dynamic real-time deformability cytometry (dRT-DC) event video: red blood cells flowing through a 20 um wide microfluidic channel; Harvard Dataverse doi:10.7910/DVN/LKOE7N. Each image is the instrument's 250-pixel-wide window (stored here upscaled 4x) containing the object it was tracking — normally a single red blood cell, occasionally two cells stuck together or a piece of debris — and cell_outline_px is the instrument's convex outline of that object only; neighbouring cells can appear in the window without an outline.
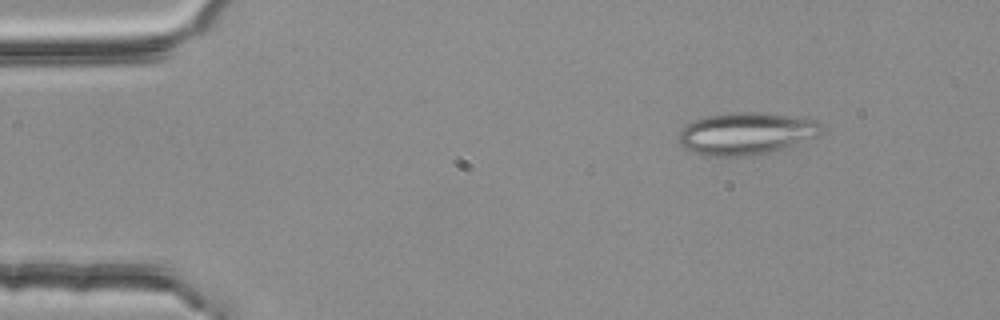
{"species": "common noctule bat (a hibernating species)", "species_latin": "Nyctalus noctula", "temperature_condition": "room temperature", "stored_images_in_passage": 5, "camera_frame_rate_fps": 3000, "um_per_image_px": 0.085, "animal": {"sex": "female", "body_mass_g": 25.1}, "frame": {"image": 1, "passage_image": 1, "time_ms": 0.0, "image_size_px": [1000, 320], "cell_outline_px": [[824, 132], [820, 136], [768, 152], [748, 156], [704, 156], [692, 152], [684, 148], [680, 144], [680, 132], [688, 124], [704, 116], [732, 112], [764, 112], [804, 116], [820, 120], [824, 124]], "centroid_in_image_um": [63.53, 11.32], "position_along_channel_um": 21.5, "area_um2": 35.72}}